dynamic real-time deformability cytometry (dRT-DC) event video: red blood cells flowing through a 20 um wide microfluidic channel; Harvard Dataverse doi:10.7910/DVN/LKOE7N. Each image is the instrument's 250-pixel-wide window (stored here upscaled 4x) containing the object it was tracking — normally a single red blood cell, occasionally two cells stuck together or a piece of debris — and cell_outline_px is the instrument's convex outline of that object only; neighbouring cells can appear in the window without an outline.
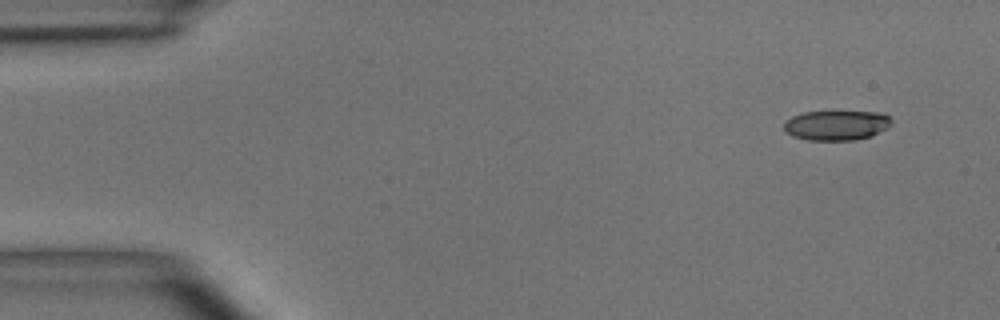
{"species": "common noctule bat (a hibernating species)", "species_latin": "Nyctalus noctula", "temperature_condition": "room temperature", "stored_images_in_passage": 4, "camera_frame_rate_fps": 3000, "um_per_image_px": 0.085, "animal": {"sex": "male", "body_mass_g": 15.6}, "frame": {"image": 1, "passage_image": 1, "time_ms": 0.0, "image_size_px": [1000, 320], "cell_outline_px": [[892, 124], [888, 128], [872, 136], [856, 140], [808, 140], [792, 136], [784, 132], [784, 124], [792, 116], [804, 112], [832, 108], [884, 112], [892, 120]], "centroid_in_image_um": [71.15, 10.58], "position_along_channel_um": 13.9, "area_um2": 20.0}}
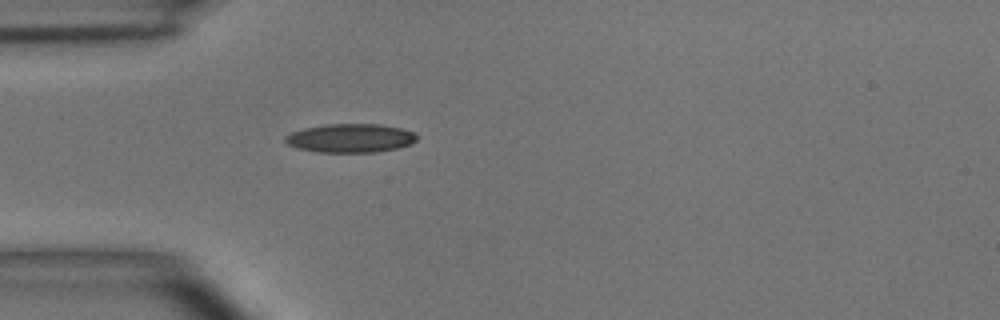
{"frame": {"image": 2, "passage_image": 4, "time_ms": 3.667, "image_size_px": [1000, 320], "cell_outline_px": [[416, 140], [408, 144], [396, 148], [376, 152], [320, 152], [300, 148], [288, 144], [284, 140], [284, 136], [292, 132], [304, 128], [328, 124], [380, 124], [400, 128], [416, 132]], "centroid_in_image_um": [29.79, 11.73], "position_along_channel_um": 55.2, "area_um2": 21.79}}